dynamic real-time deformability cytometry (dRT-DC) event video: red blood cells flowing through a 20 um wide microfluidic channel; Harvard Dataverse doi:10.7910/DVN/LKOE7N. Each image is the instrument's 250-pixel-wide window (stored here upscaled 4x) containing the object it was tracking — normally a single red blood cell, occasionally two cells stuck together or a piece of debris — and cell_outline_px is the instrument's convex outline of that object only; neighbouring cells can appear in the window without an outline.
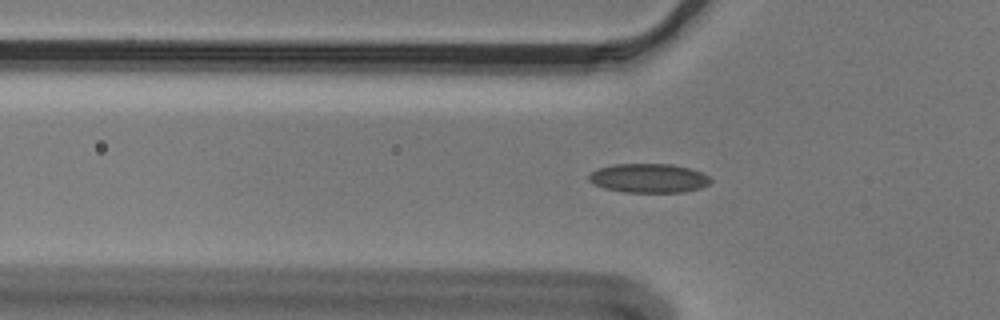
{"species": "Egyptian fruit bat (a non-hibernating species)", "species_latin": "Rousettus aegyptiacus", "temperature_condition": "cold", "stored_images_in_passage": 33, "camera_frame_rate_fps": 3000, "um_per_image_px": 0.085, "animal": {"sex": "male"}, "frame": {"image": 1, "passage_image": 2, "time_ms": 0.333, "image_size_px": [1000, 320], "cell_outline_px": [[712, 180], [708, 184], [700, 188], [684, 192], [624, 192], [604, 188], [592, 184], [588, 180], [588, 176], [596, 168], [616, 164], [672, 164], [688, 168], [700, 172], [708, 176]], "centroid_in_image_um": [55.1, 15.14], "position_along_channel_um": 70.7, "area_um2": 20.63}}
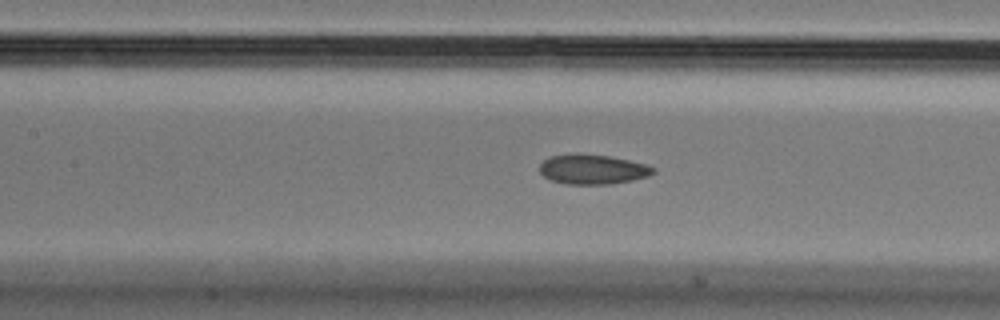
{"frame": {"image": 2, "passage_image": 9, "time_ms": 2.667, "image_size_px": [1000, 320], "cell_outline_px": [[656, 172], [648, 176], [632, 180], [612, 184], [568, 184], [552, 180], [544, 176], [540, 172], [540, 164], [544, 160], [552, 156], [576, 152], [608, 156], [648, 164], [656, 168]], "centroid_in_image_um": [50.4, 14.38], "position_along_channel_um": 157.0, "area_um2": 19.83}}
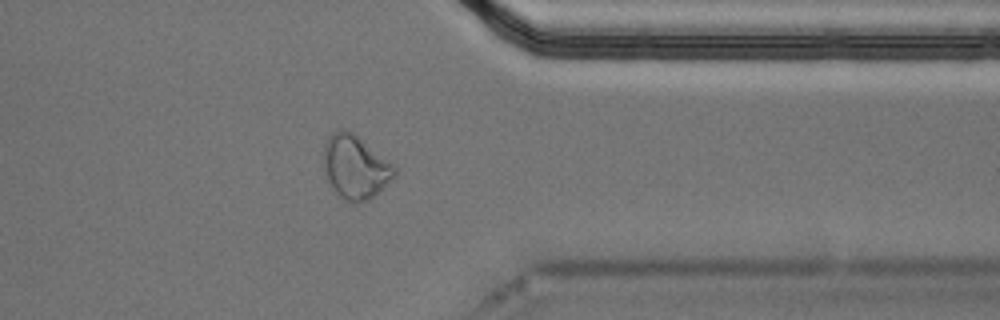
{"frame": {"image": 3, "passage_image": 28, "time_ms": 9.0, "image_size_px": [1000, 320], "cell_outline_px": [[396, 176], [372, 196], [356, 204], [344, 200], [336, 192], [328, 180], [324, 168], [324, 144], [328, 136], [332, 132], [352, 132], [392, 164], [396, 168]], "centroid_in_image_um": [30.19, 14.22], "position_along_channel_um": 381.2, "area_um2": 25.43}}